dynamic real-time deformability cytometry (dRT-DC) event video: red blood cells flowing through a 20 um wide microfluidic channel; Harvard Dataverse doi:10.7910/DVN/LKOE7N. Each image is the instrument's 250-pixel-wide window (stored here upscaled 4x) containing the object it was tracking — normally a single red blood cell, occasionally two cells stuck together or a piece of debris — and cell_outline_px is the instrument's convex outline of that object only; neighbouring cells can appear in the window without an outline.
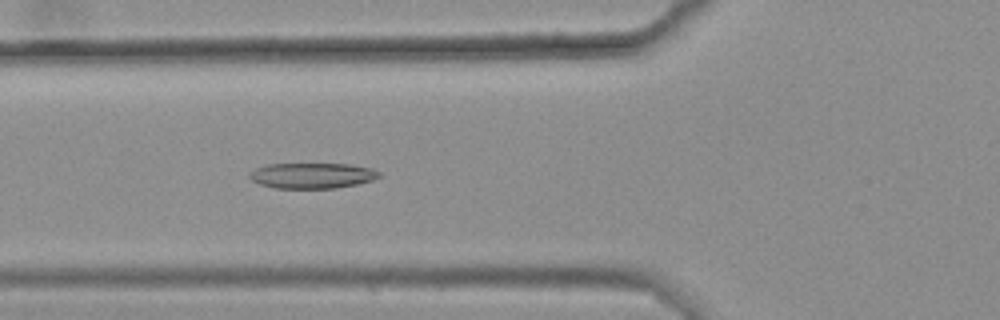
{"species": "common noctule bat (a hibernating species)", "species_latin": "Nyctalus noctula", "temperature_condition": "warm", "stored_images_in_passage": 31, "camera_frame_rate_fps": 3000, "um_per_image_px": 0.085, "animal": {"sex": "female", "body_mass_g": 25.1}, "frame": {"image": 1, "passage_image": 4, "time_ms": 1.0, "image_size_px": [1000, 320], "cell_outline_px": [[380, 176], [372, 180], [356, 184], [336, 188], [272, 188], [260, 184], [252, 180], [248, 176], [248, 172], [256, 168], [268, 164], [352, 164], [372, 168], [380, 172]], "centroid_in_image_um": [26.52, 14.92], "position_along_channel_um": 99.3, "area_um2": 19.36}}
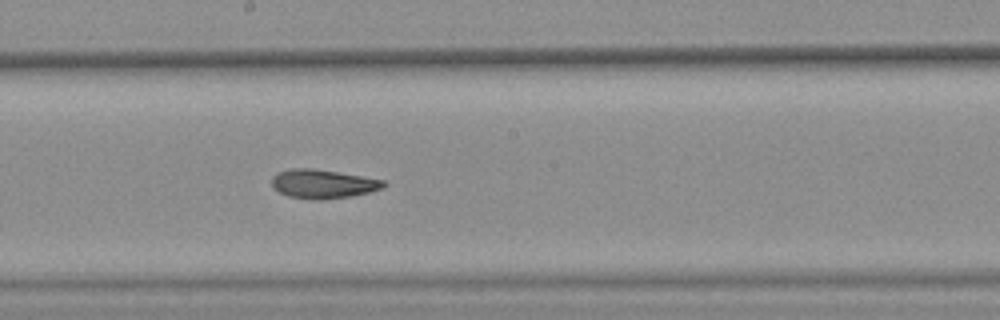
{"frame": {"image": 2, "passage_image": 14, "time_ms": 4.333, "image_size_px": [1000, 320], "cell_outline_px": [[388, 184], [380, 188], [368, 192], [352, 196], [324, 200], [312, 200], [288, 196], [272, 188], [272, 176], [276, 172], [292, 168], [312, 168], [384, 180]], "centroid_in_image_um": [27.4, 15.64], "position_along_channel_um": 220.8, "area_um2": 18.84}}
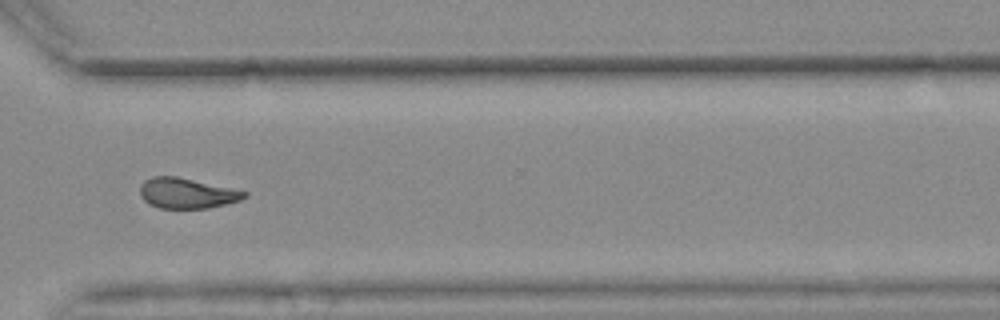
{"frame": {"image": 3, "passage_image": 25, "time_ms": 8.0, "image_size_px": [1000, 320], "cell_outline_px": [[248, 196], [240, 200], [208, 208], [160, 208], [148, 204], [140, 196], [140, 184], [144, 180], [152, 176], [176, 176], [248, 192]], "centroid_in_image_um": [15.84, 16.42], "position_along_channel_um": 354.8, "area_um2": 18.38}, "authors_computed_cell_mechanics": {"area_um2": 18.9006, "velocity_mm_per_s": 3.6444, "shape_relaxation_time_tau1_ms": null, "shape_relaxation_time_tau2_ms": 4.8524, "deformation_change_tau1": null, "deformation_change_tau2": 0.1247}}